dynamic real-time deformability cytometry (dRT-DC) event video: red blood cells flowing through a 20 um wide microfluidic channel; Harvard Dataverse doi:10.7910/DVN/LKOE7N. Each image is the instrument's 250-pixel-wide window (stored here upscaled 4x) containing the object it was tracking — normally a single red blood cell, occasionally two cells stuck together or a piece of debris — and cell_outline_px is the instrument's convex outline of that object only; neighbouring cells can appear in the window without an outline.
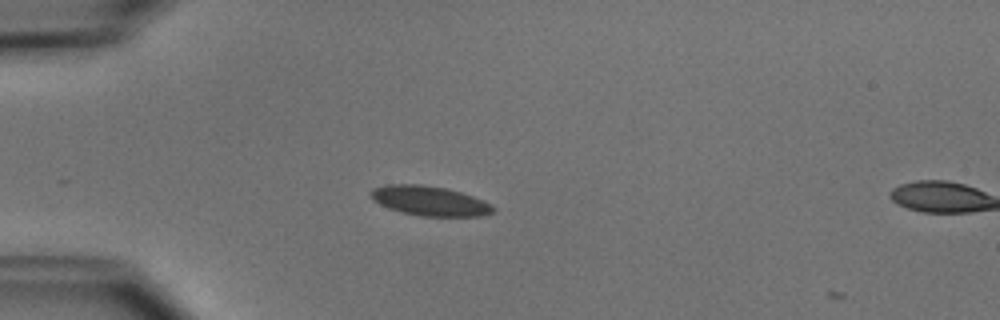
{"species": "common noctule bat (a hibernating species)", "species_latin": "Nyctalus noctula", "temperature_condition": "cold", "stored_images_in_passage": 2, "camera_frame_rate_fps": 3000, "um_per_image_px": 0.085, "animal": {"sex": "male", "body_mass_g": 15.6}, "frame": {"image": 1, "passage_image": 1, "time_ms": 0.0, "image_size_px": [1000, 320], "cell_outline_px": [[496, 212], [484, 216], [420, 216], [400, 212], [388, 208], [372, 200], [368, 192], [372, 188], [384, 184], [420, 184], [444, 188], [460, 192], [484, 200], [492, 204], [496, 208]], "centroid_in_image_um": [36.51, 17.08], "position_along_channel_um": 48.5, "area_um2": 21.5}}